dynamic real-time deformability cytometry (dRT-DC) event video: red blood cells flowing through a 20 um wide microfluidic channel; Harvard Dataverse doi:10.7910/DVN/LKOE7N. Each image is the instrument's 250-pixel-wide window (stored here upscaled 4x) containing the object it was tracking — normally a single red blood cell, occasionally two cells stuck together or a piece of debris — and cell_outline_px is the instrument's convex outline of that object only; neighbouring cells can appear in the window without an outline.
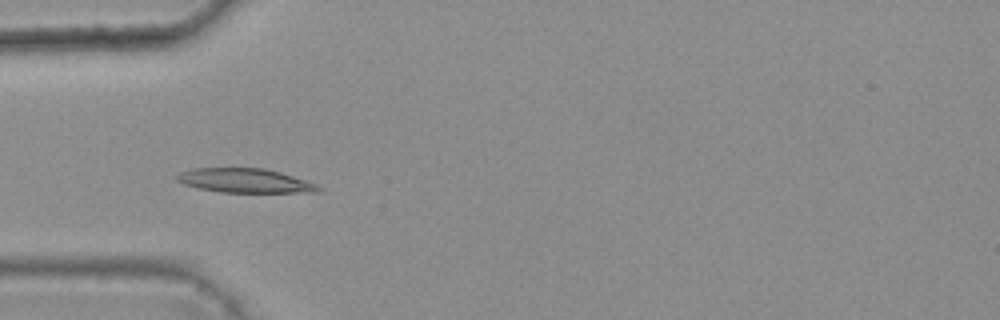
{"species": "common noctule bat (a hibernating species)", "species_latin": "Nyctalus noctula", "temperature_condition": "warm", "stored_images_in_passage": 9, "camera_frame_rate_fps": 3000, "um_per_image_px": 0.085, "animal": {"sex": "female", "body_mass_g": 25.1}, "frame": {"image": 1, "passage_image": 4, "time_ms": 1.0, "image_size_px": [1000, 320], "cell_outline_px": [[324, 188], [320, 192], [220, 192], [196, 188], [184, 184], [176, 180], [172, 176], [180, 172], [192, 168], [264, 168], [280, 172], [316, 184]], "centroid_in_image_um": [20.77, 15.35], "position_along_channel_um": 64.2, "area_um2": 20.06}}
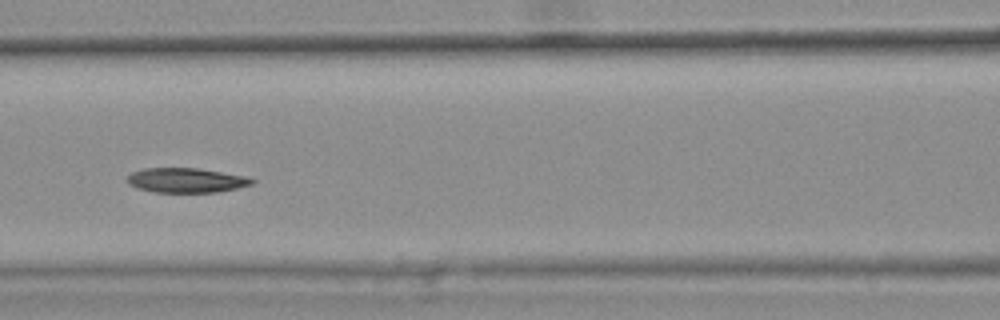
{"frame": {"image": 2, "passage_image": 6, "time_ms": 1.667, "image_size_px": [1000, 320], "cell_outline_px": [[256, 180], [252, 184], [236, 188], [216, 192], [152, 192], [136, 188], [128, 184], [124, 180], [132, 172], [144, 168], [196, 168], [248, 176]], "centroid_in_image_um": [15.79, 15.32], "position_along_channel_um": 150.8, "area_um2": 18.03}}